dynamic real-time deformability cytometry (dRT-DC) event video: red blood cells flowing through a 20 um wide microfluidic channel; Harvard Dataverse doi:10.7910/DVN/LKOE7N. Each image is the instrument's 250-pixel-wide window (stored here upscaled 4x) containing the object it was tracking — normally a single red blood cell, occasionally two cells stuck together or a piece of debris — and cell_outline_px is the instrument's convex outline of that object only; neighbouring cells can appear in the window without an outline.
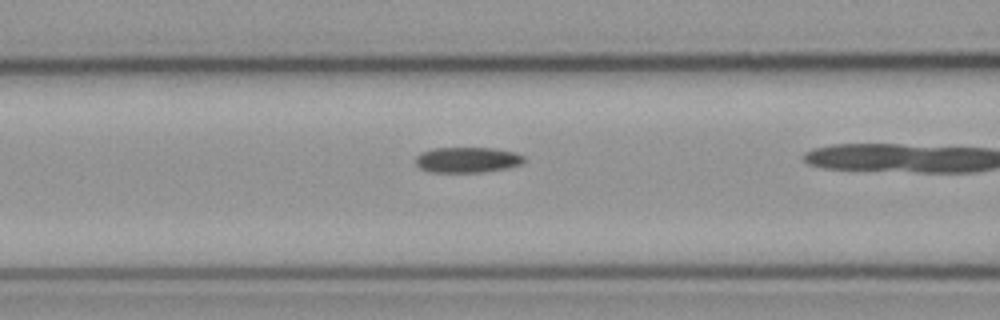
{"species": "common noctule bat (a hibernating species)", "species_latin": "Nyctalus noctula", "temperature_condition": "cold", "stored_images_in_passage": 37, "camera_frame_rate_fps": 3000, "um_per_image_px": 0.085, "animal": {"sex": "male", "body_mass_g": 23.1, "forearm_length_mm": 52.7}, "frame": {"image": 1, "passage_image": 17, "time_ms": 5.333, "image_size_px": [1000, 320], "cell_outline_px": [[524, 160], [520, 164], [508, 168], [484, 172], [428, 172], [420, 168], [416, 164], [416, 156], [420, 152], [432, 148], [492, 148], [516, 152], [524, 156]], "centroid_in_image_um": [39.7, 13.58], "position_along_channel_um": 126.9, "area_um2": 16.24}}
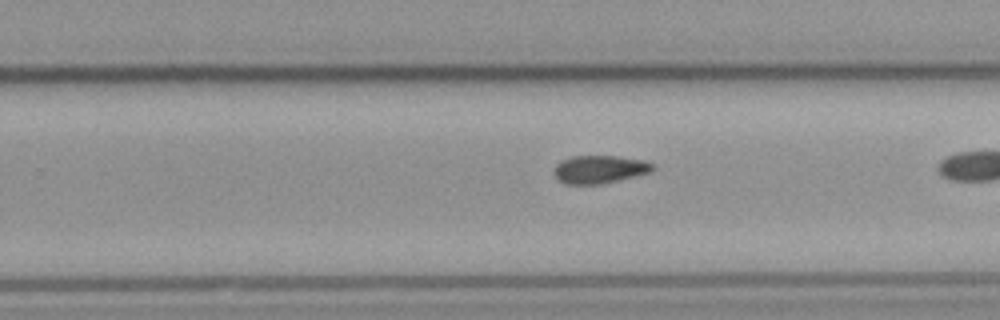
{"frame": {"image": 2, "passage_image": 29, "time_ms": 9.333, "image_size_px": [1000, 320], "cell_outline_px": [[656, 168], [648, 172], [600, 184], [568, 184], [560, 180], [556, 176], [552, 168], [560, 160], [572, 156], [616, 156], [644, 160], [652, 164]], "centroid_in_image_um": [50.91, 14.37], "position_along_channel_um": 278.9, "area_um2": 15.84}}
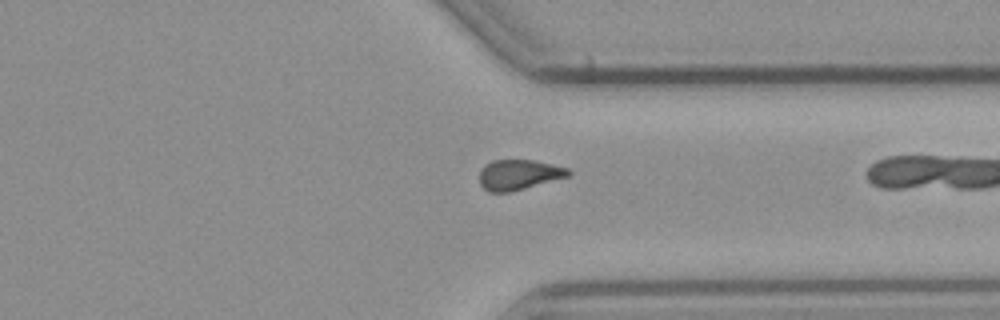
{"frame": {"image": 3, "passage_image": 36, "time_ms": 11.667, "image_size_px": [1000, 320], "cell_outline_px": [[572, 172], [568, 176], [508, 192], [488, 192], [480, 184], [480, 168], [484, 164], [492, 160], [536, 160], [568, 168]], "centroid_in_image_um": [44.06, 14.83], "position_along_channel_um": 367.3, "area_um2": 15.55}}